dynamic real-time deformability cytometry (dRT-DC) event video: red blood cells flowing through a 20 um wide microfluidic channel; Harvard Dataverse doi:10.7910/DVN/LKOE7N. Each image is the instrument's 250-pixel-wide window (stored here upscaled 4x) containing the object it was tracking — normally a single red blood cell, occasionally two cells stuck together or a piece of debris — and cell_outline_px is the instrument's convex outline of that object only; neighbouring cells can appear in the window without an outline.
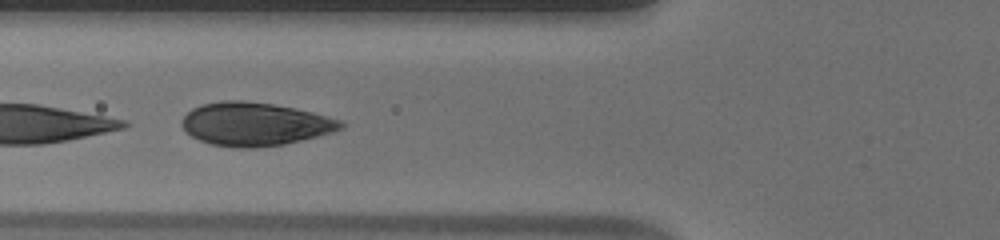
{"species": "human", "species_latin": "Homo sapiens", "temperature_condition": "warm", "stored_images_in_passage": 10, "camera_frame_rate_fps": 3000, "um_per_image_px": 0.085, "donor": {"sex": "male"}, "frame": {"image": 1, "passage_image": 5, "time_ms": 1.333, "image_size_px": [1000, 240], "cell_outline_px": [[348, 124], [344, 128], [332, 132], [284, 144], [256, 148], [240, 148], [212, 144], [200, 140], [184, 132], [180, 124], [180, 120], [192, 108], [200, 104], [220, 100], [240, 100], [272, 104], [312, 112], [344, 120]], "centroid_in_image_um": [21.65, 10.54], "position_along_channel_um": 104.1, "area_um2": 40.34}}